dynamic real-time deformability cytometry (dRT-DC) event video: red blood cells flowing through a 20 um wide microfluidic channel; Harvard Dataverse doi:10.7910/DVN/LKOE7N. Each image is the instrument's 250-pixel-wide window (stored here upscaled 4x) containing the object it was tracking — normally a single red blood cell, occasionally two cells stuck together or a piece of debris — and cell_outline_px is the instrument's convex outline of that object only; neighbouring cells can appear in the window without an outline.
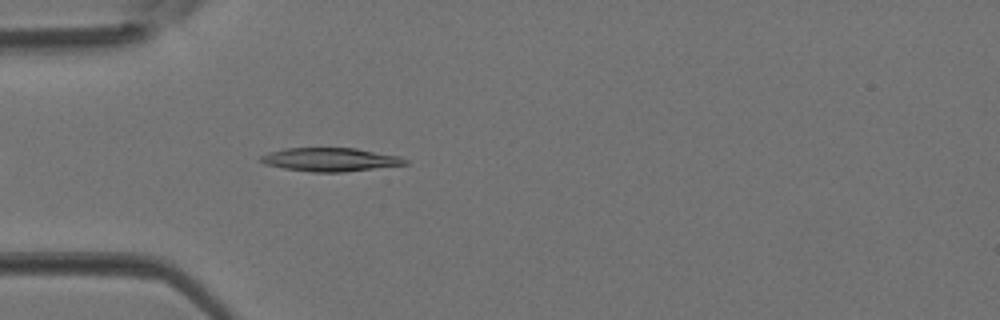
{"species": "Egyptian fruit bat (a non-hibernating species)", "species_latin": "Rousettus aegyptiacus", "temperature_condition": "room temperature", "stored_images_in_passage": 3, "camera_frame_rate_fps": 3000, "um_per_image_px": 0.085, "animal": {"sex": "female"}, "frame": {"image": 1, "passage_image": 3, "time_ms": 0.667, "image_size_px": [1000, 320], "cell_outline_px": [[408, 164], [344, 172], [312, 172], [284, 168], [264, 164], [260, 160], [260, 156], [268, 152], [284, 148], [356, 148], [400, 156], [408, 160]], "centroid_in_image_um": [28.07, 13.56], "position_along_channel_um": 56.9, "area_um2": 19.83}}